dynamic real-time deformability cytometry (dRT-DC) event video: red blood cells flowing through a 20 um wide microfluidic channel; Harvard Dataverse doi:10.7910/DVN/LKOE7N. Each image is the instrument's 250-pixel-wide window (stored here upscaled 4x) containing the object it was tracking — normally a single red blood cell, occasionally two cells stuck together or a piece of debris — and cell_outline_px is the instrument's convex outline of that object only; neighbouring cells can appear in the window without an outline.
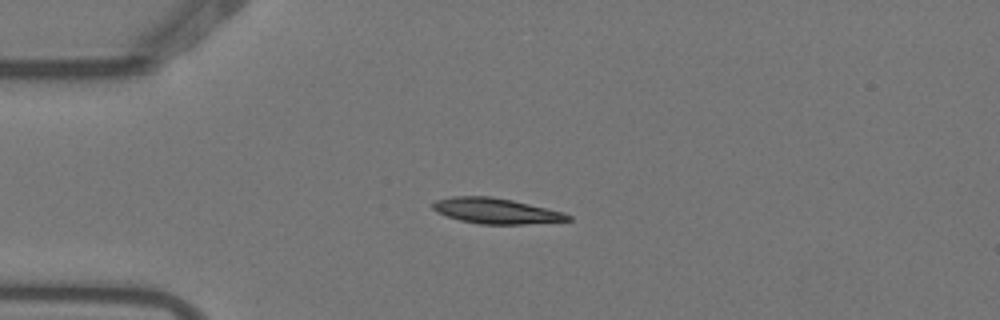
{"species": "Egyptian fruit bat (a non-hibernating species)", "species_latin": "Rousettus aegyptiacus", "temperature_condition": "warm", "stored_images_in_passage": 4, "camera_frame_rate_fps": 3000, "um_per_image_px": 0.085, "animal": {"sex": "female"}, "frame": {"image": 1, "passage_image": 3, "time_ms": 0.667, "image_size_px": [1000, 320], "cell_outline_px": [[572, 220], [524, 224], [480, 224], [460, 220], [436, 212], [432, 208], [432, 204], [436, 200], [452, 196], [492, 196], [512, 200], [564, 212], [572, 216]], "centroid_in_image_um": [42.16, 17.92], "position_along_channel_um": 42.8, "area_um2": 20.06}}